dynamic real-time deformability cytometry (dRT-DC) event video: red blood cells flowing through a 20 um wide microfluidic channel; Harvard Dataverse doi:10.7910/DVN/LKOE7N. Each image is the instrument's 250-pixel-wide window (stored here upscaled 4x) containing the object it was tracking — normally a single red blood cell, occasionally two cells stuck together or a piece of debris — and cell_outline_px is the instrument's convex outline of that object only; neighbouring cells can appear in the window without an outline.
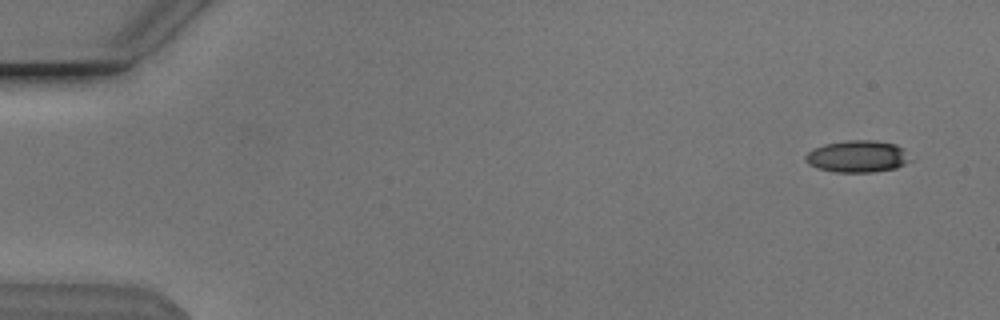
{"species": "Egyptian fruit bat (a non-hibernating species)", "species_latin": "Rousettus aegyptiacus", "temperature_condition": "cold", "stored_images_in_passage": 49, "camera_frame_rate_fps": 3000, "um_per_image_px": 0.085, "animal": {"sex": "male"}, "frame": {"image": 1, "passage_image": 1, "time_ms": 0.0, "image_size_px": [1000, 320], "cell_outline_px": [[912, 160], [896, 168], [872, 172], [836, 172], [816, 168], [808, 164], [804, 160], [804, 156], [812, 148], [824, 144], [844, 140], [876, 140], [896, 144]], "centroid_in_image_um": [72.83, 13.29], "position_along_channel_um": 12.2, "area_um2": 19.59}}
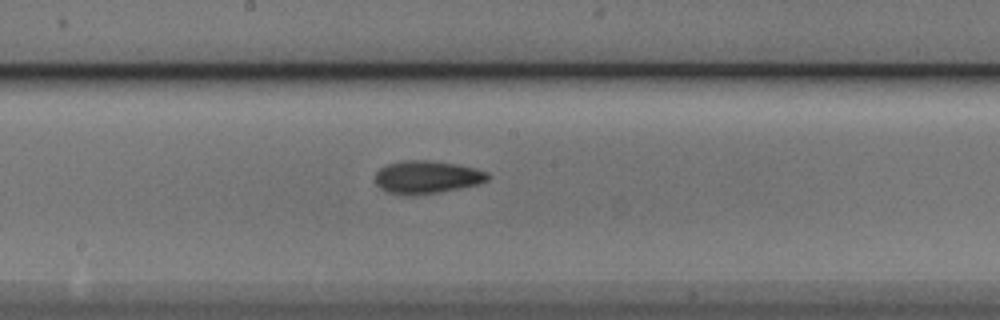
{"frame": {"image": 2, "passage_image": 27, "time_ms": 8.667, "image_size_px": [1000, 320], "cell_outline_px": [[492, 176], [488, 180], [480, 184], [436, 192], [388, 192], [380, 188], [376, 184], [376, 172], [380, 168], [388, 164], [404, 160], [432, 160], [456, 164], [476, 168], [488, 172]], "centroid_in_image_um": [36.36, 15.0], "position_along_channel_um": 211.8, "area_um2": 20.92}}
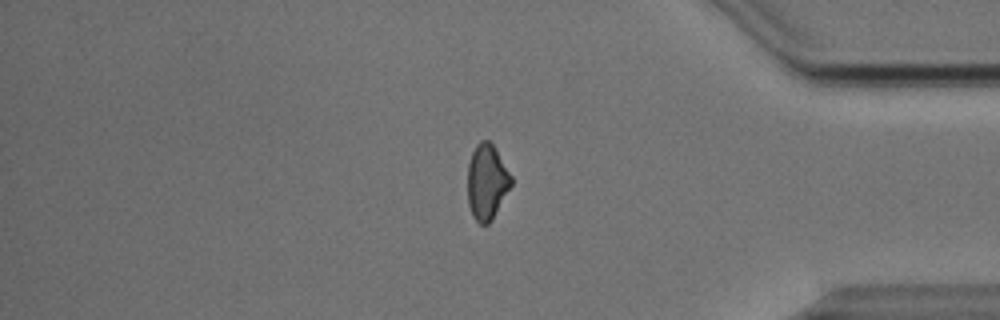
{"frame": {"image": 3, "passage_image": 43, "time_ms": 14.0, "image_size_px": [1000, 320], "cell_outline_px": [[512, 184], [492, 220], [488, 224], [480, 224], [472, 216], [468, 204], [468, 164], [472, 152], [476, 144], [480, 140], [488, 140], [496, 148], [512, 176]], "centroid_in_image_um": [41.38, 15.45], "position_along_channel_um": 393.8, "area_um2": 19.25}}